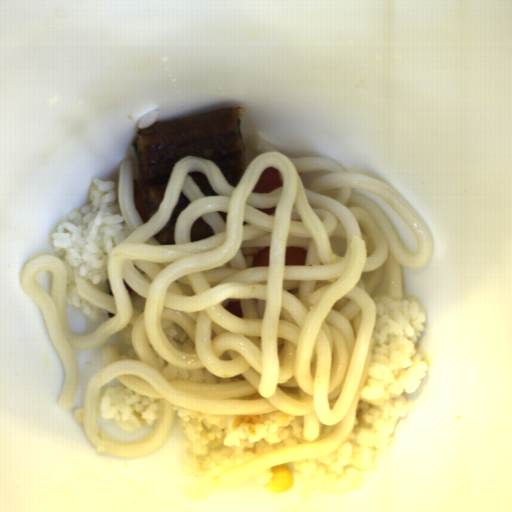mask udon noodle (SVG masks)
Returning a JSON list of instances; mask_svg holds the SVG:
<instances>
[{"label": "udon noodle", "instance_id": "obj_1", "mask_svg": "<svg viewBox=\"0 0 512 512\" xmlns=\"http://www.w3.org/2000/svg\"><path fill=\"white\" fill-rule=\"evenodd\" d=\"M248 145L258 155L235 188L214 161L184 157L172 168L158 210L143 222L133 201L130 160L119 167L118 204L130 232L110 249L106 277L112 295L75 277L80 298L112 312L92 333L74 335L66 308V264L52 254L32 257L21 271L23 290L38 306L59 354L63 387L56 403L72 408L79 387L73 350L99 347L114 332L132 325L136 358H119L115 343L101 349L105 364L83 394L82 426L94 448L118 456L144 455L166 438L176 405L221 415H257L279 410L302 416L303 439L321 425L326 437L288 450L249 458L213 476L224 487L282 463L326 454L353 430L367 379L377 306L371 297L383 278L394 301L402 298L401 266L424 267L434 238L413 206L387 183L348 173L328 158L289 157L257 133ZM283 184L269 194L252 190L267 168ZM200 171L216 194L206 195L187 175ZM358 188L382 197L405 221L418 243L408 252L388 217ZM190 203L175 230L177 245L153 236L167 222L179 194ZM272 215L259 208H275ZM203 217L210 239L190 241ZM305 248V263L285 265L286 246ZM270 246L269 264L247 265L240 249ZM53 273L50 297L36 284L40 271ZM123 279L134 289L129 296ZM240 301L243 317L225 310ZM191 337L188 354L168 343L162 320ZM171 364L206 368L245 380L219 384L171 382L161 375L149 347ZM118 378L134 392L161 399V413L147 439L111 441L98 429L96 407L105 383Z\"/></svg>", "mask_w": 512, "mask_h": 512}]
</instances>
